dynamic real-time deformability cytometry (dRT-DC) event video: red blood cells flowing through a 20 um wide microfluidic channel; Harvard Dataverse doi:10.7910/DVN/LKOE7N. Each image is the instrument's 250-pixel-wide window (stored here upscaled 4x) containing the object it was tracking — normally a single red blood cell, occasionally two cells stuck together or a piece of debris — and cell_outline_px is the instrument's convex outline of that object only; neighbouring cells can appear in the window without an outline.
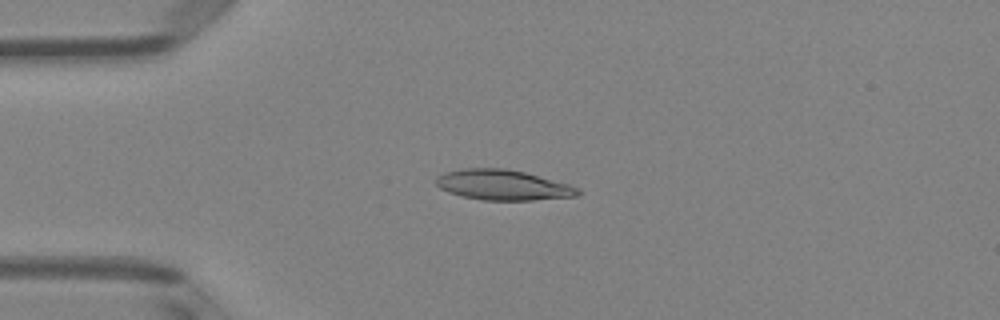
{"species": "Egyptian fruit bat (a non-hibernating species)", "species_latin": "Rousettus aegyptiacus", "temperature_condition": "room temperature", "stored_images_in_passage": 45, "camera_frame_rate_fps": 3000, "um_per_image_px": 0.085, "animal": {"sex": "female"}, "frame": {"image": 1, "passage_image": 8, "time_ms": 2.333, "image_size_px": [1000, 320], "cell_outline_px": [[580, 196], [532, 200], [480, 200], [460, 196], [448, 192], [440, 188], [436, 184], [436, 176], [444, 172], [460, 168], [504, 168], [524, 172], [568, 184], [580, 188]], "centroid_in_image_um": [42.72, 15.72], "position_along_channel_um": 42.3, "area_um2": 25.2}}
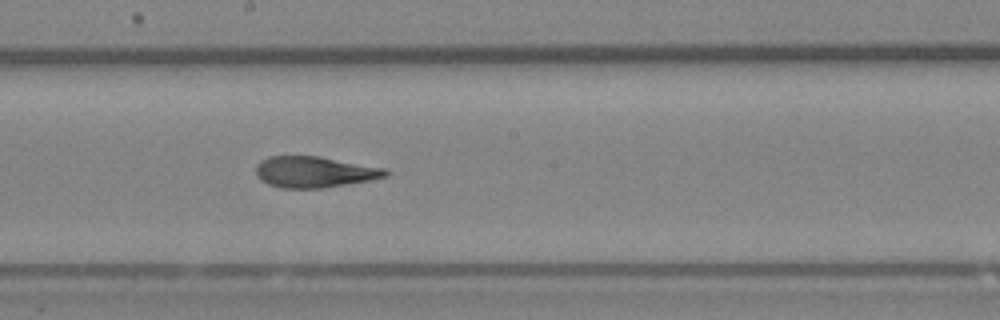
{"frame": {"image": 2, "passage_image": 23, "time_ms": 7.333, "image_size_px": [1000, 320], "cell_outline_px": [[392, 172], [388, 176], [372, 180], [324, 188], [280, 188], [268, 184], [260, 180], [256, 176], [256, 164], [260, 160], [268, 156], [320, 156], [388, 168]], "centroid_in_image_um": [26.77, 14.61], "position_along_channel_um": 221.4, "area_um2": 24.04}}
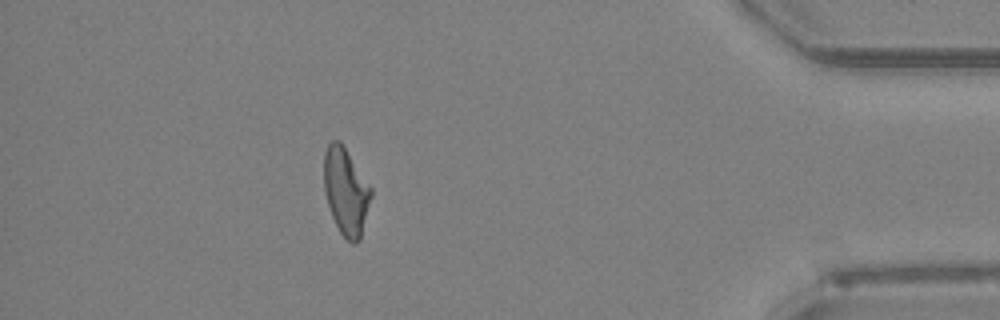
{"frame": {"image": 3, "passage_image": 40, "time_ms": 13.0, "image_size_px": [1000, 320], "cell_outline_px": [[372, 196], [360, 240], [356, 244], [352, 244], [340, 232], [332, 216], [324, 192], [324, 152], [328, 144], [332, 140], [340, 140], [372, 188]], "centroid_in_image_um": [29.41, 16.26], "position_along_channel_um": 405.8, "area_um2": 23.93}, "authors_computed_cell_mechanics": {"area_um2": 23.987, "velocity_mm_per_s": 4.0815, "shape_relaxation_time_tau1_ms": null, "shape_relaxation_time_tau2_ms": 4.8678, "deformation_change_tau1": null, "deformation_change_tau2": 0.0992}}